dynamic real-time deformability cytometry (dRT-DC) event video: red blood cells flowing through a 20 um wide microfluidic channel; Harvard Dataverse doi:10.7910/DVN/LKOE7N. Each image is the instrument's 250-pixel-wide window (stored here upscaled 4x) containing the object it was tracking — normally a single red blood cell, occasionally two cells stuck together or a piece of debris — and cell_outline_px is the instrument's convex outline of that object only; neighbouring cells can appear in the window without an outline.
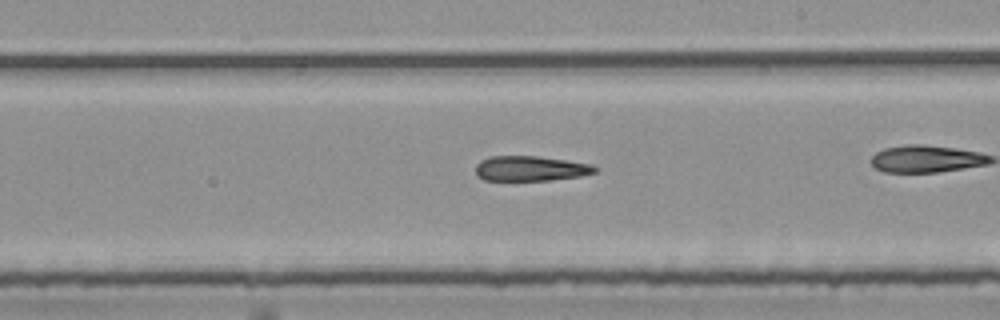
{"species": "common noctule bat (a hibernating species)", "species_latin": "Nyctalus noctula", "temperature_condition": "room temperature", "stored_images_in_passage": 40, "camera_frame_rate_fps": 3000, "um_per_image_px": 0.085, "animal": {"sex": "female", "body_mass_g": 25.1}, "frame": {"image": 1, "passage_image": 29, "time_ms": 9.333, "image_size_px": [1000, 320], "cell_outline_px": [[600, 168], [596, 172], [580, 176], [548, 180], [484, 180], [476, 172], [476, 164], [480, 160], [488, 156], [536, 156], [592, 164]], "centroid_in_image_um": [45.11, 14.31], "position_along_channel_um": 243.9, "area_um2": 17.34}}